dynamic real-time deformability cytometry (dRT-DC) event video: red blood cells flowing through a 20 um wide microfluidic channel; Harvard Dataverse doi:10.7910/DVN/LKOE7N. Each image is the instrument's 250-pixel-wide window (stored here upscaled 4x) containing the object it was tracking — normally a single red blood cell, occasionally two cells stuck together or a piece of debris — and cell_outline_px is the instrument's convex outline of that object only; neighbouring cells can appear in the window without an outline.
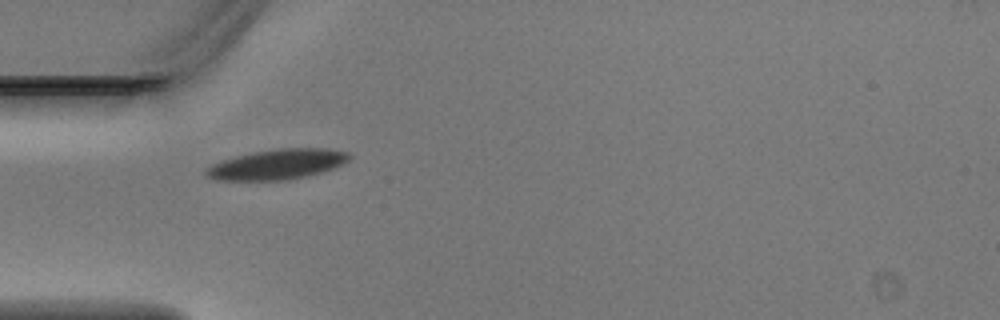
{"species": "Egyptian fruit bat (a non-hibernating species)", "species_latin": "Rousettus aegyptiacus", "temperature_condition": "warm", "stored_images_in_passage": 7, "camera_frame_rate_fps": 3000, "um_per_image_px": 0.085, "animal": {"sex": "male"}, "frame": {"image": 1, "passage_image": 5, "time_ms": 1.333, "image_size_px": [1000, 320], "cell_outline_px": [[352, 156], [348, 160], [332, 168], [308, 176], [288, 180], [216, 180], [204, 176], [204, 168], [220, 160], [236, 156], [256, 152], [280, 148], [328, 148], [348, 152]], "centroid_in_image_um": [23.52, 13.97], "position_along_channel_um": 61.5, "area_um2": 25.2}}
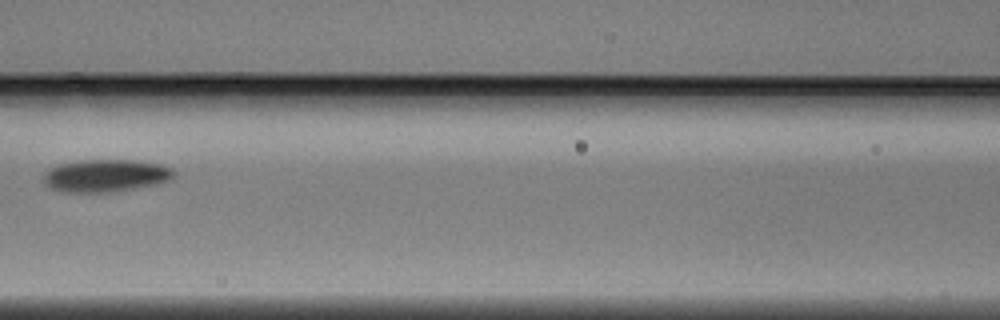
{"frame": {"image": 2, "passage_image": 7, "time_ms": 2.0, "image_size_px": [1000, 320], "cell_outline_px": [[176, 172], [172, 180], [156, 184], [112, 192], [60, 192], [44, 184], [44, 172], [48, 168], [60, 164], [84, 160], [132, 160], [160, 164], [172, 168]], "centroid_in_image_um": [8.99, 14.93], "position_along_channel_um": 157.6, "area_um2": 24.8}}